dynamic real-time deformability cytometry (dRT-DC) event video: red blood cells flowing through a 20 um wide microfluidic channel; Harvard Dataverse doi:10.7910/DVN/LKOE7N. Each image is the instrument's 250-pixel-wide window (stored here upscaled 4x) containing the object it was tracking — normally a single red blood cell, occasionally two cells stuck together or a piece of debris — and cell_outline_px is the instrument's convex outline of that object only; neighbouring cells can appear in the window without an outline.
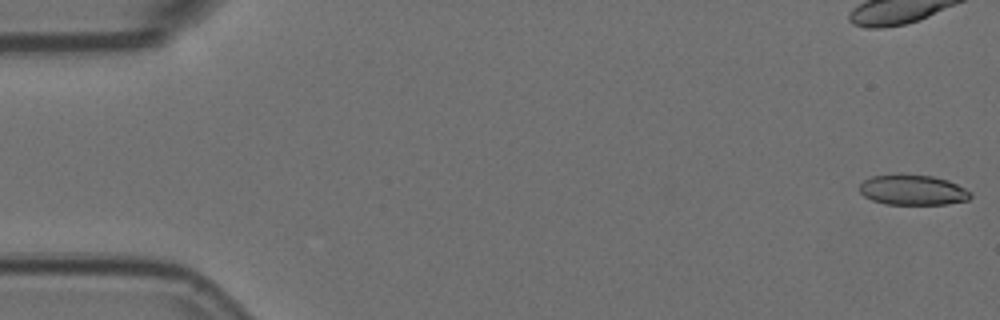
{"species": "Egyptian fruit bat (a non-hibernating species)", "species_latin": "Rousettus aegyptiacus", "temperature_condition": "room temperature", "stored_images_in_passage": 7, "camera_frame_rate_fps": 3000, "um_per_image_px": 0.085, "animal": {"sex": "female"}, "frame": {"image": 1, "passage_image": 1, "time_ms": 0.0, "image_size_px": [1000, 320], "cell_outline_px": [[972, 196], [968, 200], [948, 204], [884, 204], [872, 200], [864, 196], [860, 192], [860, 184], [864, 180], [872, 176], [900, 172], [932, 176], [948, 180], [972, 192]], "centroid_in_image_um": [77.57, 16.12], "position_along_channel_um": 7.4, "area_um2": 20.0}}